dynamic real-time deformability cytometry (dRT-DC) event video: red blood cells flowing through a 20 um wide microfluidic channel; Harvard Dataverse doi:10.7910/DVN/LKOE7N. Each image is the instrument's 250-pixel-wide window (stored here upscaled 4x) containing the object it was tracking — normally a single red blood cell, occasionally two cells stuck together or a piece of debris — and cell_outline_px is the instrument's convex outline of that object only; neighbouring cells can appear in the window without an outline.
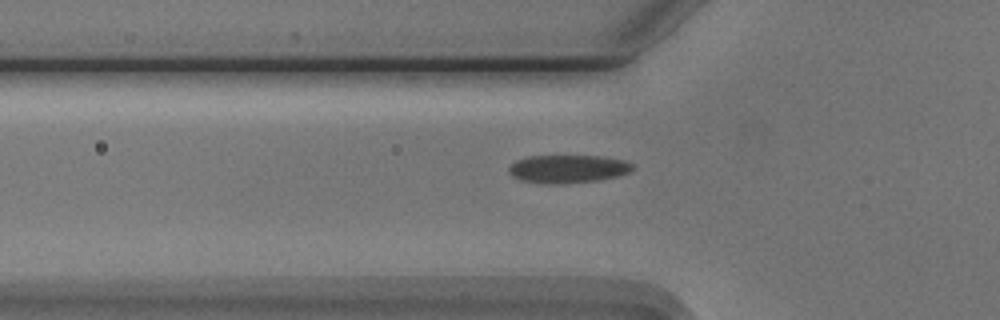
{"species": "Egyptian fruit bat (a non-hibernating species)", "species_latin": "Rousettus aegyptiacus", "temperature_condition": "cold", "stored_images_in_passage": 36, "camera_frame_rate_fps": 3000, "um_per_image_px": 0.085, "animal": {"sex": "male"}, "frame": {"image": 1, "passage_image": 6, "time_ms": 1.667, "image_size_px": [1000, 320], "cell_outline_px": [[632, 168], [628, 172], [616, 176], [600, 180], [560, 184], [544, 184], [520, 180], [512, 176], [508, 172], [508, 168], [516, 160], [528, 156], [600, 156], [624, 160], [632, 164]], "centroid_in_image_um": [48.21, 14.36], "position_along_channel_um": 77.6, "area_um2": 20.23}}
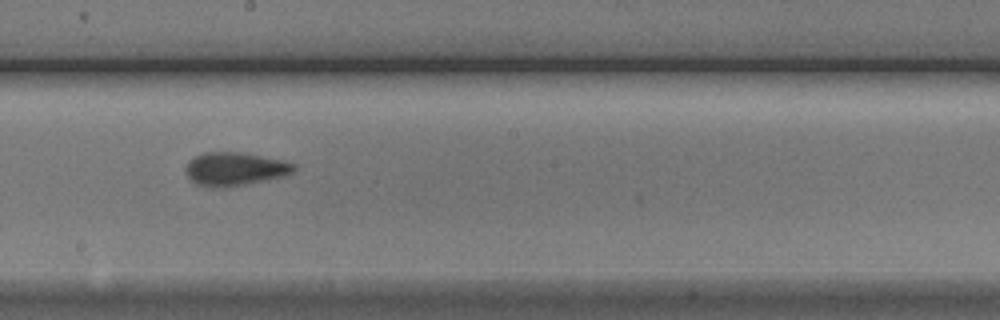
{"frame": {"image": 2, "passage_image": 18, "time_ms": 5.667, "image_size_px": [1000, 320], "cell_outline_px": [[296, 168], [292, 172], [284, 176], [244, 184], [220, 188], [208, 188], [196, 184], [184, 172], [184, 168], [188, 160], [204, 152], [244, 152], [284, 160], [296, 164]], "centroid_in_image_um": [19.93, 14.35], "position_along_channel_um": 228.3, "area_um2": 21.27}}
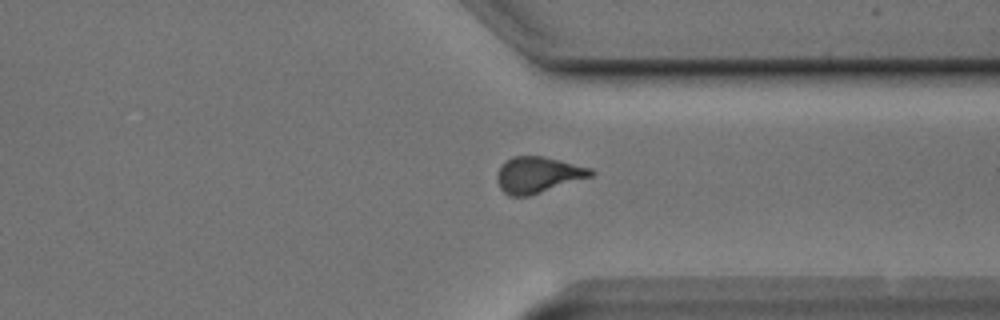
{"frame": {"image": 3, "passage_image": 29, "time_ms": 9.333, "image_size_px": [1000, 320], "cell_outline_px": [[596, 172], [592, 176], [528, 196], [508, 196], [500, 188], [496, 180], [496, 172], [504, 160], [512, 156], [540, 156], [560, 160], [592, 168]], "centroid_in_image_um": [45.69, 14.85], "position_along_channel_um": 365.7, "area_um2": 19.83}}